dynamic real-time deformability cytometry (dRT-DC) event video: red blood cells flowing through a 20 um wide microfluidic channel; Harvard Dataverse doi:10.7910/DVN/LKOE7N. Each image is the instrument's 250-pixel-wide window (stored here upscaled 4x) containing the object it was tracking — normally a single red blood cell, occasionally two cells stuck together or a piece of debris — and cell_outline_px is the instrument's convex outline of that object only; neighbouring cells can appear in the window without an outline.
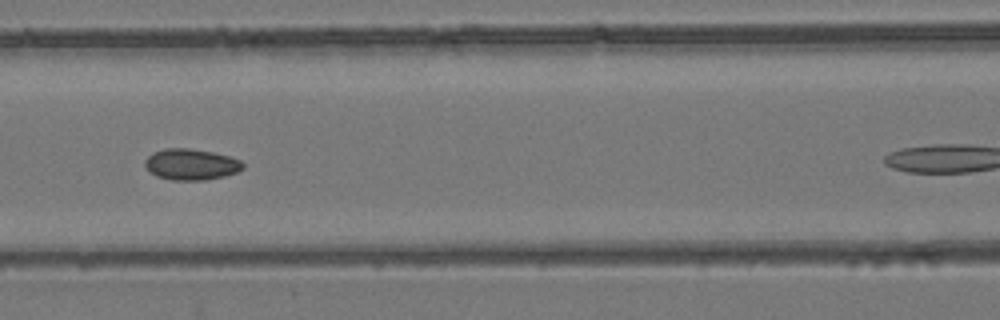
{"species": "common noctule bat (a hibernating species)", "species_latin": "Nyctalus noctula", "temperature_condition": "room temperature", "stored_images_in_passage": 11, "camera_frame_rate_fps": 3000, "um_per_image_px": 0.085, "animal": {"sex": "female", "body_mass_g": 24.6, "forearm_length_mm": 56.2}, "frame": {"image": 1, "passage_image": 8, "time_ms": 8.333, "image_size_px": [1000, 320], "cell_outline_px": [[244, 168], [236, 172], [224, 176], [204, 180], [172, 180], [156, 176], [148, 172], [144, 164], [144, 160], [152, 152], [164, 148], [188, 148], [212, 152], [228, 156], [240, 160], [244, 164]], "centroid_in_image_um": [16.19, 13.97], "position_along_channel_um": 150.4, "area_um2": 17.86}}
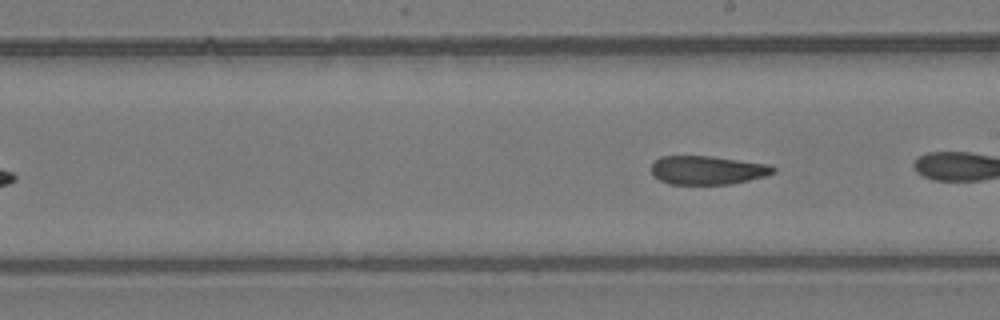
{"frame": {"image": 2, "passage_image": 11, "time_ms": 12.0, "image_size_px": [1000, 320], "cell_outline_px": [[776, 172], [764, 176], [732, 184], [668, 184], [660, 180], [652, 172], [652, 164], [660, 156], [712, 156], [768, 164], [776, 168]], "centroid_in_image_um": [60.15, 14.46], "position_along_channel_um": 228.9, "area_um2": 20.29}}